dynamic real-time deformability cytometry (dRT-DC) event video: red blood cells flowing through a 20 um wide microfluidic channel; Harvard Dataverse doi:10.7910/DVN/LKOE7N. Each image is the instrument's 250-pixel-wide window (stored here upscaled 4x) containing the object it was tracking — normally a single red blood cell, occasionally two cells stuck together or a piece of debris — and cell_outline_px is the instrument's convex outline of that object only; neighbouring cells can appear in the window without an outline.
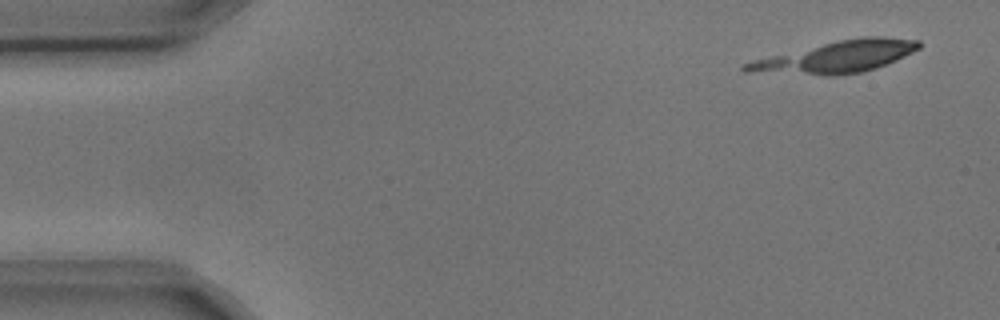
{"species": "common noctule bat (a hibernating species)", "species_latin": "Nyctalus noctula", "temperature_condition": "cold", "stored_images_in_passage": 8, "camera_frame_rate_fps": 3000, "um_per_image_px": 0.085, "animal": {"sex": "male", "body_mass_g": 17.9, "forearm_length_mm": 54.2}, "frame": {"image": 1, "passage_image": 1, "time_ms": 0.0, "image_size_px": [1000, 320], "cell_outline_px": [[920, 48], [896, 60], [876, 68], [860, 72], [832, 76], [744, 72], [740, 68], [744, 64], [756, 60], [840, 40], [864, 36], [884, 36], [920, 40]], "centroid_in_image_um": [71.14, 4.85], "position_along_channel_um": 13.9, "area_um2": 31.44}}
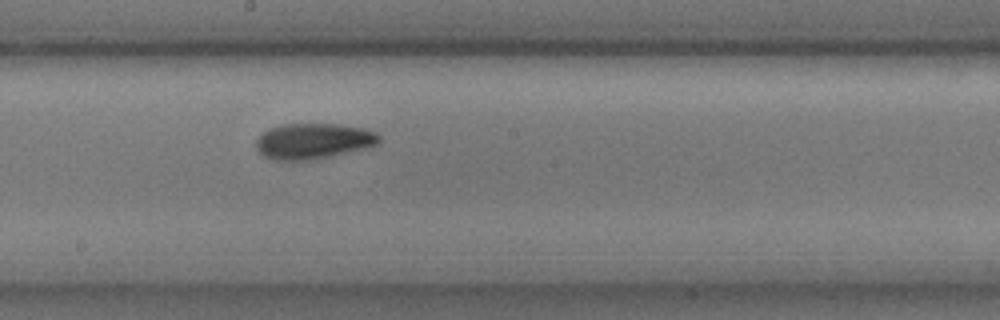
{"frame": {"image": 2, "passage_image": 8, "time_ms": 2.333, "image_size_px": [1000, 320], "cell_outline_px": [[380, 140], [376, 144], [364, 148], [332, 156], [308, 160], [272, 160], [264, 156], [256, 148], [256, 140], [268, 128], [284, 124], [340, 124], [364, 128], [376, 132], [380, 136]], "centroid_in_image_um": [26.62, 11.99], "position_along_channel_um": 221.6, "area_um2": 25.49}}